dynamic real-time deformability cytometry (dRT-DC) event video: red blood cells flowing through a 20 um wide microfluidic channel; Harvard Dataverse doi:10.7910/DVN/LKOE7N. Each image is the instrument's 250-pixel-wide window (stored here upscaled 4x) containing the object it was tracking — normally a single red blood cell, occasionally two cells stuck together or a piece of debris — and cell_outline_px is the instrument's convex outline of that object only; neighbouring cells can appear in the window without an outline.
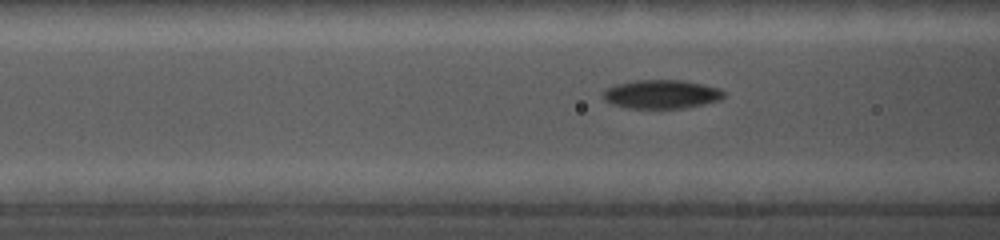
{"species": "common noctule bat (a hibernating species)", "species_latin": "Nyctalus noctula", "temperature_condition": "cold", "stored_images_in_passage": 45, "camera_frame_rate_fps": 5000, "um_per_image_px": 0.085, "animal": {"sex": "female", "body_mass_g": 19.0, "forearm_length_mm": 56.7}, "frame": {"image": 1, "passage_image": 16, "time_ms": 4.6, "image_size_px": [1000, 240], "cell_outline_px": [[724, 96], [720, 100], [704, 104], [680, 108], [624, 108], [612, 104], [604, 100], [604, 92], [608, 88], [616, 84], [636, 80], [680, 80], [720, 88], [724, 92]], "centroid_in_image_um": [56.21, 8.01], "position_along_channel_um": 110.4, "area_um2": 20.06}}
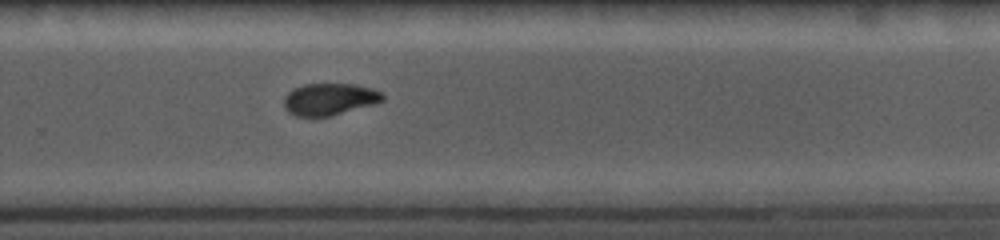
{"frame": {"image": 2, "passage_image": 33, "time_ms": 9.6, "image_size_px": [1000, 240], "cell_outline_px": [[384, 100], [372, 104], [332, 116], [296, 116], [288, 112], [284, 108], [284, 96], [288, 92], [304, 84], [352, 84], [372, 88], [380, 92], [384, 96]], "centroid_in_image_um": [27.98, 8.43], "position_along_channel_um": 301.8, "area_um2": 18.21}}
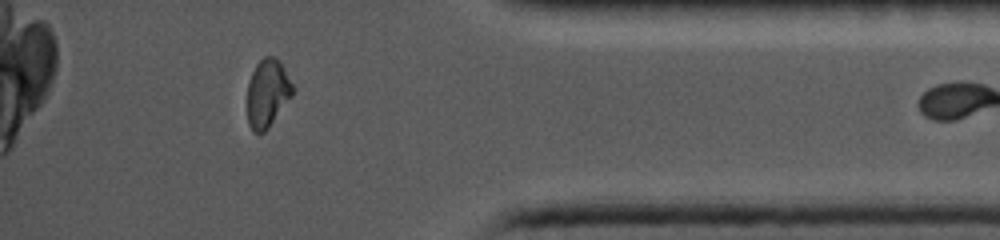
{"frame": {"image": 3, "passage_image": 44, "time_ms": 12.8, "image_size_px": [1000, 240], "cell_outline_px": [[292, 96], [268, 128], [264, 132], [252, 132], [248, 124], [248, 80], [256, 64], [264, 56], [272, 56], [280, 60], [292, 84]], "centroid_in_image_um": [22.72, 7.91], "position_along_channel_um": 412.5, "area_um2": 17.86}}